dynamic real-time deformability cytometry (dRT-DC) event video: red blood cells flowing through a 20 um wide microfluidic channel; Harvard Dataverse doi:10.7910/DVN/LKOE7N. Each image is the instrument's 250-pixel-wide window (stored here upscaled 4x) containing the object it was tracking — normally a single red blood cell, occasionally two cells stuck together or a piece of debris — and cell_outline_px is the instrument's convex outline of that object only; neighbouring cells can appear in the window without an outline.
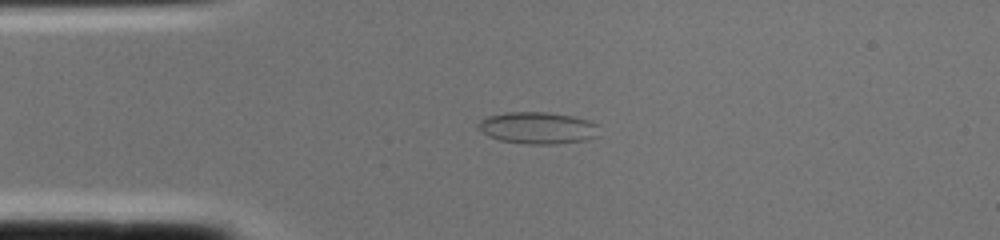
{"species": "common noctule bat (a hibernating species)", "species_latin": "Nyctalus noctula", "temperature_condition": "cold", "stored_images_in_passage": 1, "camera_frame_rate_fps": 3000, "um_per_image_px": 0.085, "animal": {"sex": "female", "body_mass_g": 22.0, "forearm_length_mm": 56.7}, "frame": {"image": 1, "passage_image": 1, "time_ms": 0.0, "image_size_px": [1000, 240], "cell_outline_px": [[596, 136], [584, 140], [556, 144], [524, 144], [500, 140], [488, 136], [480, 132], [476, 128], [476, 124], [480, 120], [488, 116], [504, 112], [548, 112], [572, 116], [588, 120], [596, 124]], "centroid_in_image_um": [45.61, 10.87], "position_along_channel_um": 39.4, "area_um2": 22.48}}